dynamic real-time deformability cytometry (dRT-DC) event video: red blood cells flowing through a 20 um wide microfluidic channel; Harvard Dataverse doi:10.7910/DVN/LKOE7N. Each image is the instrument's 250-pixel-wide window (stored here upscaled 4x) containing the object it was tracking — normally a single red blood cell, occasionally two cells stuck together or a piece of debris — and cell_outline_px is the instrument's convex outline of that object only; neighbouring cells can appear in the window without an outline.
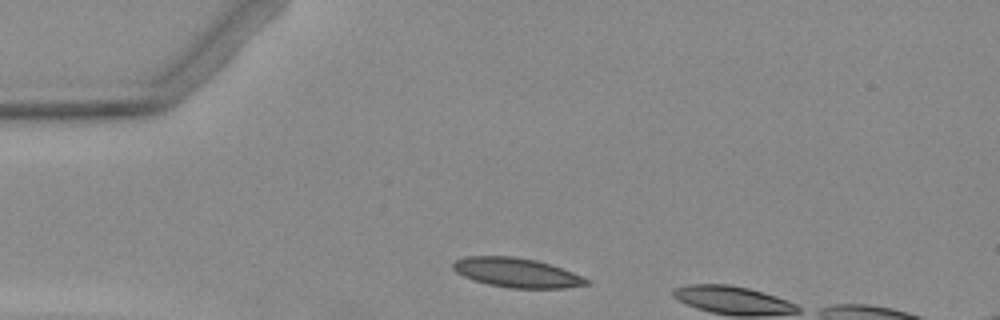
{"species": "Egyptian fruit bat (a non-hibernating species)", "species_latin": "Rousettus aegyptiacus", "temperature_condition": "warm", "stored_images_in_passage": 2, "camera_frame_rate_fps": 3000, "um_per_image_px": 0.085, "animal": {"sex": "female"}, "frame": {"image": 1, "passage_image": 1, "time_ms": 0.0, "image_size_px": [1000, 320], "cell_outline_px": [[592, 280], [588, 284], [564, 288], [508, 288], [488, 284], [472, 280], [456, 272], [452, 268], [452, 264], [456, 260], [468, 256], [512, 256], [536, 260], [552, 264]], "centroid_in_image_um": [43.93, 23.18], "position_along_channel_um": 41.1, "area_um2": 22.95}}